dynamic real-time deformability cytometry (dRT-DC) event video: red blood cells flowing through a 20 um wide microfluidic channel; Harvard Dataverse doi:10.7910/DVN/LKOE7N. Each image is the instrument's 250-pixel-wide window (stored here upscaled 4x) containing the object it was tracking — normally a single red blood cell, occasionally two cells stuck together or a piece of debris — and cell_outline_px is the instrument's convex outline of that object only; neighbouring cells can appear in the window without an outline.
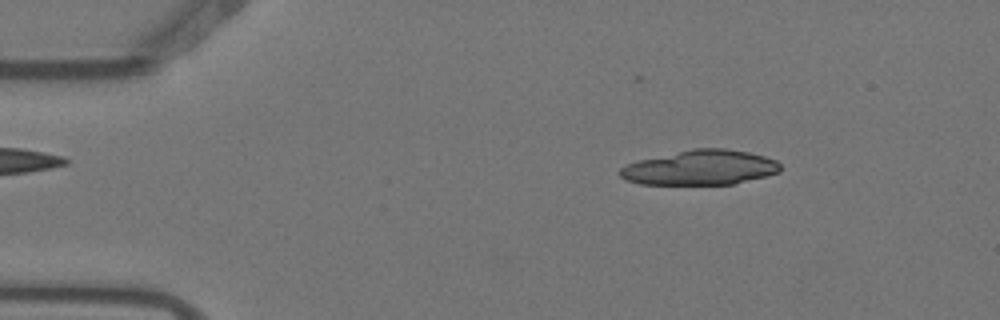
{"species": "Egyptian fruit bat (a non-hibernating species)", "species_latin": "Rousettus aegyptiacus", "temperature_condition": "warm", "stored_images_in_passage": 4, "camera_frame_rate_fps": 3000, "um_per_image_px": 0.085, "animal": {"sex": "female"}, "frame": {"image": 1, "passage_image": 1, "time_ms": 0.0, "image_size_px": [1000, 320], "cell_outline_px": [[780, 172], [732, 184], [640, 184], [624, 180], [620, 176], [620, 168], [628, 164], [640, 160], [692, 148], [724, 148], [748, 152], [764, 156], [776, 160], [780, 164]], "centroid_in_image_um": [59.52, 14.24], "position_along_channel_um": 25.5, "area_um2": 32.31}}